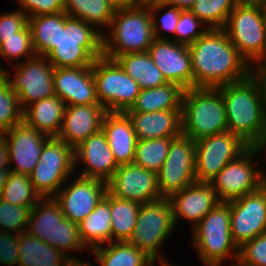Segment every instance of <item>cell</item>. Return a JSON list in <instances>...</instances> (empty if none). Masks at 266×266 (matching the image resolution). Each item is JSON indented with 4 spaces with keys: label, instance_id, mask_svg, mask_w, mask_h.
Segmentation results:
<instances>
[{
    "label": "cell",
    "instance_id": "6da1fadb",
    "mask_svg": "<svg viewBox=\"0 0 266 266\" xmlns=\"http://www.w3.org/2000/svg\"><path fill=\"white\" fill-rule=\"evenodd\" d=\"M194 87L216 88L247 79L251 66L223 29H208L189 45Z\"/></svg>",
    "mask_w": 266,
    "mask_h": 266
},
{
    "label": "cell",
    "instance_id": "7a4b0ae2",
    "mask_svg": "<svg viewBox=\"0 0 266 266\" xmlns=\"http://www.w3.org/2000/svg\"><path fill=\"white\" fill-rule=\"evenodd\" d=\"M216 88L225 102L228 131L250 147H261L266 138V105L258 83L249 76Z\"/></svg>",
    "mask_w": 266,
    "mask_h": 266
},
{
    "label": "cell",
    "instance_id": "3957f363",
    "mask_svg": "<svg viewBox=\"0 0 266 266\" xmlns=\"http://www.w3.org/2000/svg\"><path fill=\"white\" fill-rule=\"evenodd\" d=\"M103 34L93 25L60 12V38L46 56L54 68L92 66L103 56Z\"/></svg>",
    "mask_w": 266,
    "mask_h": 266
},
{
    "label": "cell",
    "instance_id": "277c9868",
    "mask_svg": "<svg viewBox=\"0 0 266 266\" xmlns=\"http://www.w3.org/2000/svg\"><path fill=\"white\" fill-rule=\"evenodd\" d=\"M108 29L110 33L102 36L103 56L113 60L122 54L147 52L155 39L149 7L115 9Z\"/></svg>",
    "mask_w": 266,
    "mask_h": 266
},
{
    "label": "cell",
    "instance_id": "5b68a950",
    "mask_svg": "<svg viewBox=\"0 0 266 266\" xmlns=\"http://www.w3.org/2000/svg\"><path fill=\"white\" fill-rule=\"evenodd\" d=\"M181 119L182 134L193 141L228 131L225 102L217 88L185 90Z\"/></svg>",
    "mask_w": 266,
    "mask_h": 266
},
{
    "label": "cell",
    "instance_id": "8992f818",
    "mask_svg": "<svg viewBox=\"0 0 266 266\" xmlns=\"http://www.w3.org/2000/svg\"><path fill=\"white\" fill-rule=\"evenodd\" d=\"M230 201H219L193 228L192 246L206 266H221L225 259L238 261L239 247L230 230Z\"/></svg>",
    "mask_w": 266,
    "mask_h": 266
},
{
    "label": "cell",
    "instance_id": "52a82bcc",
    "mask_svg": "<svg viewBox=\"0 0 266 266\" xmlns=\"http://www.w3.org/2000/svg\"><path fill=\"white\" fill-rule=\"evenodd\" d=\"M27 232L70 257L68 251L87 248L78 224L67 219L53 197L41 198L32 208Z\"/></svg>",
    "mask_w": 266,
    "mask_h": 266
},
{
    "label": "cell",
    "instance_id": "ba28073f",
    "mask_svg": "<svg viewBox=\"0 0 266 266\" xmlns=\"http://www.w3.org/2000/svg\"><path fill=\"white\" fill-rule=\"evenodd\" d=\"M223 30L250 66L266 58V19L261 3H238Z\"/></svg>",
    "mask_w": 266,
    "mask_h": 266
},
{
    "label": "cell",
    "instance_id": "9c48e42d",
    "mask_svg": "<svg viewBox=\"0 0 266 266\" xmlns=\"http://www.w3.org/2000/svg\"><path fill=\"white\" fill-rule=\"evenodd\" d=\"M175 226L168 198L141 204L128 242L144 251L155 262L159 258L160 264L168 263L161 253L159 255V250L164 241L173 234Z\"/></svg>",
    "mask_w": 266,
    "mask_h": 266
},
{
    "label": "cell",
    "instance_id": "30bf717a",
    "mask_svg": "<svg viewBox=\"0 0 266 266\" xmlns=\"http://www.w3.org/2000/svg\"><path fill=\"white\" fill-rule=\"evenodd\" d=\"M75 171L74 148L57 137H49L43 145L39 161L29 175L42 198L54 197Z\"/></svg>",
    "mask_w": 266,
    "mask_h": 266
},
{
    "label": "cell",
    "instance_id": "8fae6325",
    "mask_svg": "<svg viewBox=\"0 0 266 266\" xmlns=\"http://www.w3.org/2000/svg\"><path fill=\"white\" fill-rule=\"evenodd\" d=\"M98 102L107 112H125L135 103L139 84L113 59L104 56L93 63Z\"/></svg>",
    "mask_w": 266,
    "mask_h": 266
},
{
    "label": "cell",
    "instance_id": "7c38bea8",
    "mask_svg": "<svg viewBox=\"0 0 266 266\" xmlns=\"http://www.w3.org/2000/svg\"><path fill=\"white\" fill-rule=\"evenodd\" d=\"M13 67L16 71L14 77H10V71L1 64L0 73L16 93L22 110L39 100L55 95L54 67L46 56L35 55L32 58H26L24 62L17 63Z\"/></svg>",
    "mask_w": 266,
    "mask_h": 266
},
{
    "label": "cell",
    "instance_id": "4fadbf2b",
    "mask_svg": "<svg viewBox=\"0 0 266 266\" xmlns=\"http://www.w3.org/2000/svg\"><path fill=\"white\" fill-rule=\"evenodd\" d=\"M262 152L261 147H249L239 157L224 166L211 180L210 184L219 201L229 202L255 192L263 186L265 171L255 168L253 161Z\"/></svg>",
    "mask_w": 266,
    "mask_h": 266
},
{
    "label": "cell",
    "instance_id": "5bb4252c",
    "mask_svg": "<svg viewBox=\"0 0 266 266\" xmlns=\"http://www.w3.org/2000/svg\"><path fill=\"white\" fill-rule=\"evenodd\" d=\"M250 146L230 131L195 141L196 182L210 183L221 169Z\"/></svg>",
    "mask_w": 266,
    "mask_h": 266
},
{
    "label": "cell",
    "instance_id": "9a60e30c",
    "mask_svg": "<svg viewBox=\"0 0 266 266\" xmlns=\"http://www.w3.org/2000/svg\"><path fill=\"white\" fill-rule=\"evenodd\" d=\"M157 181L162 198H169L196 182L195 141L183 134L171 141L167 158L157 173Z\"/></svg>",
    "mask_w": 266,
    "mask_h": 266
},
{
    "label": "cell",
    "instance_id": "2e32d148",
    "mask_svg": "<svg viewBox=\"0 0 266 266\" xmlns=\"http://www.w3.org/2000/svg\"><path fill=\"white\" fill-rule=\"evenodd\" d=\"M230 230L240 248L245 242L266 232V189L230 201Z\"/></svg>",
    "mask_w": 266,
    "mask_h": 266
},
{
    "label": "cell",
    "instance_id": "e0dca14e",
    "mask_svg": "<svg viewBox=\"0 0 266 266\" xmlns=\"http://www.w3.org/2000/svg\"><path fill=\"white\" fill-rule=\"evenodd\" d=\"M66 187L64 185L53 197L59 204L63 215L70 221L79 224L103 199L107 193V183L78 175Z\"/></svg>",
    "mask_w": 266,
    "mask_h": 266
},
{
    "label": "cell",
    "instance_id": "ac0fdd59",
    "mask_svg": "<svg viewBox=\"0 0 266 266\" xmlns=\"http://www.w3.org/2000/svg\"><path fill=\"white\" fill-rule=\"evenodd\" d=\"M107 191L114 197L139 204L160 200L157 174L132 164L119 165L107 182Z\"/></svg>",
    "mask_w": 266,
    "mask_h": 266
},
{
    "label": "cell",
    "instance_id": "d6986e66",
    "mask_svg": "<svg viewBox=\"0 0 266 266\" xmlns=\"http://www.w3.org/2000/svg\"><path fill=\"white\" fill-rule=\"evenodd\" d=\"M148 52L167 82L176 83L185 90L193 88L189 46L173 40L154 39Z\"/></svg>",
    "mask_w": 266,
    "mask_h": 266
},
{
    "label": "cell",
    "instance_id": "ffe728a7",
    "mask_svg": "<svg viewBox=\"0 0 266 266\" xmlns=\"http://www.w3.org/2000/svg\"><path fill=\"white\" fill-rule=\"evenodd\" d=\"M5 137L9 149V162L16 163L15 167L9 168L11 172L30 175L36 167L44 143L49 138L46 134L37 131L21 122L6 132Z\"/></svg>",
    "mask_w": 266,
    "mask_h": 266
},
{
    "label": "cell",
    "instance_id": "44dd1931",
    "mask_svg": "<svg viewBox=\"0 0 266 266\" xmlns=\"http://www.w3.org/2000/svg\"><path fill=\"white\" fill-rule=\"evenodd\" d=\"M54 94L66 106L99 104L93 78V65L76 68H54Z\"/></svg>",
    "mask_w": 266,
    "mask_h": 266
},
{
    "label": "cell",
    "instance_id": "7402d4cb",
    "mask_svg": "<svg viewBox=\"0 0 266 266\" xmlns=\"http://www.w3.org/2000/svg\"><path fill=\"white\" fill-rule=\"evenodd\" d=\"M74 157L75 168H78L79 162L85 165L80 176L102 180L106 183L119 167L102 130L90 135L74 148Z\"/></svg>",
    "mask_w": 266,
    "mask_h": 266
},
{
    "label": "cell",
    "instance_id": "603a6c76",
    "mask_svg": "<svg viewBox=\"0 0 266 266\" xmlns=\"http://www.w3.org/2000/svg\"><path fill=\"white\" fill-rule=\"evenodd\" d=\"M106 113L100 104L66 106L57 138L76 148L90 135L101 131Z\"/></svg>",
    "mask_w": 266,
    "mask_h": 266
},
{
    "label": "cell",
    "instance_id": "cb8c5ba5",
    "mask_svg": "<svg viewBox=\"0 0 266 266\" xmlns=\"http://www.w3.org/2000/svg\"><path fill=\"white\" fill-rule=\"evenodd\" d=\"M175 225L181 217L192 222L194 228L211 211L219 199L210 183L194 182L168 198Z\"/></svg>",
    "mask_w": 266,
    "mask_h": 266
},
{
    "label": "cell",
    "instance_id": "d4e9b609",
    "mask_svg": "<svg viewBox=\"0 0 266 266\" xmlns=\"http://www.w3.org/2000/svg\"><path fill=\"white\" fill-rule=\"evenodd\" d=\"M103 133L118 165L132 164L137 138L131 119L125 112H107L102 122Z\"/></svg>",
    "mask_w": 266,
    "mask_h": 266
},
{
    "label": "cell",
    "instance_id": "484cf974",
    "mask_svg": "<svg viewBox=\"0 0 266 266\" xmlns=\"http://www.w3.org/2000/svg\"><path fill=\"white\" fill-rule=\"evenodd\" d=\"M125 113L131 119L137 140L178 137L182 134L181 110Z\"/></svg>",
    "mask_w": 266,
    "mask_h": 266
},
{
    "label": "cell",
    "instance_id": "4316f807",
    "mask_svg": "<svg viewBox=\"0 0 266 266\" xmlns=\"http://www.w3.org/2000/svg\"><path fill=\"white\" fill-rule=\"evenodd\" d=\"M65 107V103L56 95L44 98L23 110V122L49 137H57Z\"/></svg>",
    "mask_w": 266,
    "mask_h": 266
},
{
    "label": "cell",
    "instance_id": "83f0119b",
    "mask_svg": "<svg viewBox=\"0 0 266 266\" xmlns=\"http://www.w3.org/2000/svg\"><path fill=\"white\" fill-rule=\"evenodd\" d=\"M185 89L176 83L141 89L135 103L125 112H153L165 110H182Z\"/></svg>",
    "mask_w": 266,
    "mask_h": 266
},
{
    "label": "cell",
    "instance_id": "f1b7e54d",
    "mask_svg": "<svg viewBox=\"0 0 266 266\" xmlns=\"http://www.w3.org/2000/svg\"><path fill=\"white\" fill-rule=\"evenodd\" d=\"M82 242L88 250L111 242L110 193L107 191L94 210L78 224Z\"/></svg>",
    "mask_w": 266,
    "mask_h": 266
},
{
    "label": "cell",
    "instance_id": "f546056e",
    "mask_svg": "<svg viewBox=\"0 0 266 266\" xmlns=\"http://www.w3.org/2000/svg\"><path fill=\"white\" fill-rule=\"evenodd\" d=\"M68 256L27 231L19 234L18 266H65Z\"/></svg>",
    "mask_w": 266,
    "mask_h": 266
},
{
    "label": "cell",
    "instance_id": "4dcf8cb0",
    "mask_svg": "<svg viewBox=\"0 0 266 266\" xmlns=\"http://www.w3.org/2000/svg\"><path fill=\"white\" fill-rule=\"evenodd\" d=\"M114 60L139 84L140 89L155 88L168 83L148 51L122 54Z\"/></svg>",
    "mask_w": 266,
    "mask_h": 266
},
{
    "label": "cell",
    "instance_id": "1f68e13d",
    "mask_svg": "<svg viewBox=\"0 0 266 266\" xmlns=\"http://www.w3.org/2000/svg\"><path fill=\"white\" fill-rule=\"evenodd\" d=\"M107 245L89 251L94 253L101 266H155L156 262L151 257L128 241H114Z\"/></svg>",
    "mask_w": 266,
    "mask_h": 266
},
{
    "label": "cell",
    "instance_id": "d6a6232c",
    "mask_svg": "<svg viewBox=\"0 0 266 266\" xmlns=\"http://www.w3.org/2000/svg\"><path fill=\"white\" fill-rule=\"evenodd\" d=\"M114 11L115 8L107 0H64V12L68 16L93 25L102 34V29L109 28Z\"/></svg>",
    "mask_w": 266,
    "mask_h": 266
},
{
    "label": "cell",
    "instance_id": "836d02e7",
    "mask_svg": "<svg viewBox=\"0 0 266 266\" xmlns=\"http://www.w3.org/2000/svg\"><path fill=\"white\" fill-rule=\"evenodd\" d=\"M32 46L36 55L47 56L60 38V12L28 18Z\"/></svg>",
    "mask_w": 266,
    "mask_h": 266
},
{
    "label": "cell",
    "instance_id": "e575fe53",
    "mask_svg": "<svg viewBox=\"0 0 266 266\" xmlns=\"http://www.w3.org/2000/svg\"><path fill=\"white\" fill-rule=\"evenodd\" d=\"M140 207L141 204L137 202L119 199L110 194L111 242H123L130 239Z\"/></svg>",
    "mask_w": 266,
    "mask_h": 266
},
{
    "label": "cell",
    "instance_id": "d590c367",
    "mask_svg": "<svg viewBox=\"0 0 266 266\" xmlns=\"http://www.w3.org/2000/svg\"><path fill=\"white\" fill-rule=\"evenodd\" d=\"M174 138L176 137L137 140L133 163L157 174L167 158Z\"/></svg>",
    "mask_w": 266,
    "mask_h": 266
},
{
    "label": "cell",
    "instance_id": "8d00e7d4",
    "mask_svg": "<svg viewBox=\"0 0 266 266\" xmlns=\"http://www.w3.org/2000/svg\"><path fill=\"white\" fill-rule=\"evenodd\" d=\"M41 198L29 175L11 171L0 194V199L18 206H34Z\"/></svg>",
    "mask_w": 266,
    "mask_h": 266
},
{
    "label": "cell",
    "instance_id": "74e56055",
    "mask_svg": "<svg viewBox=\"0 0 266 266\" xmlns=\"http://www.w3.org/2000/svg\"><path fill=\"white\" fill-rule=\"evenodd\" d=\"M238 3L237 0H197L190 11L208 29H223L228 16Z\"/></svg>",
    "mask_w": 266,
    "mask_h": 266
},
{
    "label": "cell",
    "instance_id": "f35d334b",
    "mask_svg": "<svg viewBox=\"0 0 266 266\" xmlns=\"http://www.w3.org/2000/svg\"><path fill=\"white\" fill-rule=\"evenodd\" d=\"M23 122V110L16 93L0 73V134Z\"/></svg>",
    "mask_w": 266,
    "mask_h": 266
},
{
    "label": "cell",
    "instance_id": "ab89813d",
    "mask_svg": "<svg viewBox=\"0 0 266 266\" xmlns=\"http://www.w3.org/2000/svg\"><path fill=\"white\" fill-rule=\"evenodd\" d=\"M35 55L28 24L21 31L14 34V36L6 38V40L0 43V57L11 61L9 63L14 62L15 59V64H17L20 61L18 58H26L27 56V59H29Z\"/></svg>",
    "mask_w": 266,
    "mask_h": 266
},
{
    "label": "cell",
    "instance_id": "60d3db41",
    "mask_svg": "<svg viewBox=\"0 0 266 266\" xmlns=\"http://www.w3.org/2000/svg\"><path fill=\"white\" fill-rule=\"evenodd\" d=\"M0 199V231L21 234L27 230L31 208Z\"/></svg>",
    "mask_w": 266,
    "mask_h": 266
},
{
    "label": "cell",
    "instance_id": "b9f144b4",
    "mask_svg": "<svg viewBox=\"0 0 266 266\" xmlns=\"http://www.w3.org/2000/svg\"><path fill=\"white\" fill-rule=\"evenodd\" d=\"M149 10H150L151 19H152L154 38L160 39V40H173L174 41L175 29L177 27V23H178L182 9L174 7V6H170L166 3H161V4H155V5L149 6ZM160 10H163V11L165 10V12L159 18L157 16L159 14H156V13H158V11L161 12ZM156 17H158L159 20ZM161 31H166V33L167 32L171 33L172 36L169 37V36H166V34L163 35Z\"/></svg>",
    "mask_w": 266,
    "mask_h": 266
},
{
    "label": "cell",
    "instance_id": "7bdbcfd3",
    "mask_svg": "<svg viewBox=\"0 0 266 266\" xmlns=\"http://www.w3.org/2000/svg\"><path fill=\"white\" fill-rule=\"evenodd\" d=\"M207 30L206 25L190 10H182L175 29L174 42L189 46Z\"/></svg>",
    "mask_w": 266,
    "mask_h": 266
},
{
    "label": "cell",
    "instance_id": "ee69618b",
    "mask_svg": "<svg viewBox=\"0 0 266 266\" xmlns=\"http://www.w3.org/2000/svg\"><path fill=\"white\" fill-rule=\"evenodd\" d=\"M238 262L244 266H266V232L239 248Z\"/></svg>",
    "mask_w": 266,
    "mask_h": 266
},
{
    "label": "cell",
    "instance_id": "f6af8a7d",
    "mask_svg": "<svg viewBox=\"0 0 266 266\" xmlns=\"http://www.w3.org/2000/svg\"><path fill=\"white\" fill-rule=\"evenodd\" d=\"M27 17L64 11V0H16Z\"/></svg>",
    "mask_w": 266,
    "mask_h": 266
},
{
    "label": "cell",
    "instance_id": "bcb514c9",
    "mask_svg": "<svg viewBox=\"0 0 266 266\" xmlns=\"http://www.w3.org/2000/svg\"><path fill=\"white\" fill-rule=\"evenodd\" d=\"M28 24L27 15L20 9L8 13H0V43L14 36Z\"/></svg>",
    "mask_w": 266,
    "mask_h": 266
},
{
    "label": "cell",
    "instance_id": "7dc6e473",
    "mask_svg": "<svg viewBox=\"0 0 266 266\" xmlns=\"http://www.w3.org/2000/svg\"><path fill=\"white\" fill-rule=\"evenodd\" d=\"M19 234L0 231V264L18 266Z\"/></svg>",
    "mask_w": 266,
    "mask_h": 266
},
{
    "label": "cell",
    "instance_id": "c3c4849f",
    "mask_svg": "<svg viewBox=\"0 0 266 266\" xmlns=\"http://www.w3.org/2000/svg\"><path fill=\"white\" fill-rule=\"evenodd\" d=\"M251 65L250 76L258 83L261 95L266 105V58L258 60L255 64Z\"/></svg>",
    "mask_w": 266,
    "mask_h": 266
},
{
    "label": "cell",
    "instance_id": "681fc988",
    "mask_svg": "<svg viewBox=\"0 0 266 266\" xmlns=\"http://www.w3.org/2000/svg\"><path fill=\"white\" fill-rule=\"evenodd\" d=\"M9 149L5 137L0 134V169H9Z\"/></svg>",
    "mask_w": 266,
    "mask_h": 266
},
{
    "label": "cell",
    "instance_id": "f907efd6",
    "mask_svg": "<svg viewBox=\"0 0 266 266\" xmlns=\"http://www.w3.org/2000/svg\"><path fill=\"white\" fill-rule=\"evenodd\" d=\"M197 0H166V4L180 8L182 10H190L194 2Z\"/></svg>",
    "mask_w": 266,
    "mask_h": 266
},
{
    "label": "cell",
    "instance_id": "816d5d0a",
    "mask_svg": "<svg viewBox=\"0 0 266 266\" xmlns=\"http://www.w3.org/2000/svg\"><path fill=\"white\" fill-rule=\"evenodd\" d=\"M133 6L149 7L155 4L165 3L166 0H132Z\"/></svg>",
    "mask_w": 266,
    "mask_h": 266
},
{
    "label": "cell",
    "instance_id": "f5cc1de1",
    "mask_svg": "<svg viewBox=\"0 0 266 266\" xmlns=\"http://www.w3.org/2000/svg\"><path fill=\"white\" fill-rule=\"evenodd\" d=\"M65 266H95L92 263L84 262L83 260L77 259L74 256H70L67 259Z\"/></svg>",
    "mask_w": 266,
    "mask_h": 266
},
{
    "label": "cell",
    "instance_id": "db71d44e",
    "mask_svg": "<svg viewBox=\"0 0 266 266\" xmlns=\"http://www.w3.org/2000/svg\"><path fill=\"white\" fill-rule=\"evenodd\" d=\"M115 9L133 6L132 0H107Z\"/></svg>",
    "mask_w": 266,
    "mask_h": 266
},
{
    "label": "cell",
    "instance_id": "11a10c76",
    "mask_svg": "<svg viewBox=\"0 0 266 266\" xmlns=\"http://www.w3.org/2000/svg\"><path fill=\"white\" fill-rule=\"evenodd\" d=\"M9 169H0V194L9 176Z\"/></svg>",
    "mask_w": 266,
    "mask_h": 266
},
{
    "label": "cell",
    "instance_id": "9f6ffc18",
    "mask_svg": "<svg viewBox=\"0 0 266 266\" xmlns=\"http://www.w3.org/2000/svg\"><path fill=\"white\" fill-rule=\"evenodd\" d=\"M239 3H263L265 0H237Z\"/></svg>",
    "mask_w": 266,
    "mask_h": 266
},
{
    "label": "cell",
    "instance_id": "6f0895ef",
    "mask_svg": "<svg viewBox=\"0 0 266 266\" xmlns=\"http://www.w3.org/2000/svg\"><path fill=\"white\" fill-rule=\"evenodd\" d=\"M261 149H262L263 153H264V151L266 152V138H265L263 145L261 146Z\"/></svg>",
    "mask_w": 266,
    "mask_h": 266
},
{
    "label": "cell",
    "instance_id": "680465c9",
    "mask_svg": "<svg viewBox=\"0 0 266 266\" xmlns=\"http://www.w3.org/2000/svg\"><path fill=\"white\" fill-rule=\"evenodd\" d=\"M262 6L264 8V14H265V19H266V0L262 3Z\"/></svg>",
    "mask_w": 266,
    "mask_h": 266
},
{
    "label": "cell",
    "instance_id": "91938a15",
    "mask_svg": "<svg viewBox=\"0 0 266 266\" xmlns=\"http://www.w3.org/2000/svg\"><path fill=\"white\" fill-rule=\"evenodd\" d=\"M231 266H244V265H242L240 262L236 261V262H234V264H231Z\"/></svg>",
    "mask_w": 266,
    "mask_h": 266
},
{
    "label": "cell",
    "instance_id": "94428289",
    "mask_svg": "<svg viewBox=\"0 0 266 266\" xmlns=\"http://www.w3.org/2000/svg\"><path fill=\"white\" fill-rule=\"evenodd\" d=\"M263 186H264L265 189H266V173H265V175H264V179H263Z\"/></svg>",
    "mask_w": 266,
    "mask_h": 266
},
{
    "label": "cell",
    "instance_id": "6125c7cd",
    "mask_svg": "<svg viewBox=\"0 0 266 266\" xmlns=\"http://www.w3.org/2000/svg\"><path fill=\"white\" fill-rule=\"evenodd\" d=\"M160 266H176V265H172L171 263L169 264V263H164V264H161Z\"/></svg>",
    "mask_w": 266,
    "mask_h": 266
}]
</instances>
